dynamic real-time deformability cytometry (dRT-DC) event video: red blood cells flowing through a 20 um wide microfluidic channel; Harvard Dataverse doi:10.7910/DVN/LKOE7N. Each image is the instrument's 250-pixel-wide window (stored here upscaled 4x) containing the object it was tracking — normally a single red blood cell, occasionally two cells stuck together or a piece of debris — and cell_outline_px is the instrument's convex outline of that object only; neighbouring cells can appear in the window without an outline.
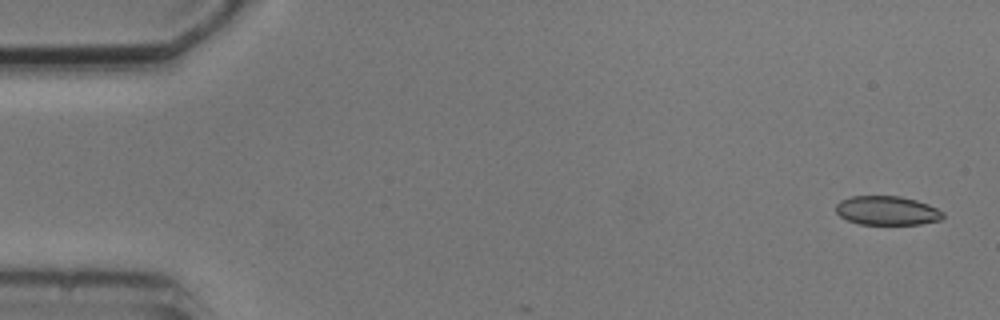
{"species": "common noctule bat (a hibernating species)", "species_latin": "Nyctalus noctula", "temperature_condition": "cold", "stored_images_in_passage": 5, "camera_frame_rate_fps": 3000, "um_per_image_px": 0.085, "animal": {"sex": "male", "body_mass_g": 20.5, "forearm_length_mm": 52.5}, "frame": {"image": 1, "passage_image": 1, "time_ms": 0.0, "image_size_px": [1000, 320], "cell_outline_px": [[944, 216], [940, 220], [920, 224], [860, 224], [848, 220], [840, 216], [836, 212], [836, 204], [840, 200], [852, 196], [900, 196], [916, 200], [928, 204], [944, 212]], "centroid_in_image_um": [75.4, 17.89], "position_along_channel_um": 9.6, "area_um2": 18.09}}